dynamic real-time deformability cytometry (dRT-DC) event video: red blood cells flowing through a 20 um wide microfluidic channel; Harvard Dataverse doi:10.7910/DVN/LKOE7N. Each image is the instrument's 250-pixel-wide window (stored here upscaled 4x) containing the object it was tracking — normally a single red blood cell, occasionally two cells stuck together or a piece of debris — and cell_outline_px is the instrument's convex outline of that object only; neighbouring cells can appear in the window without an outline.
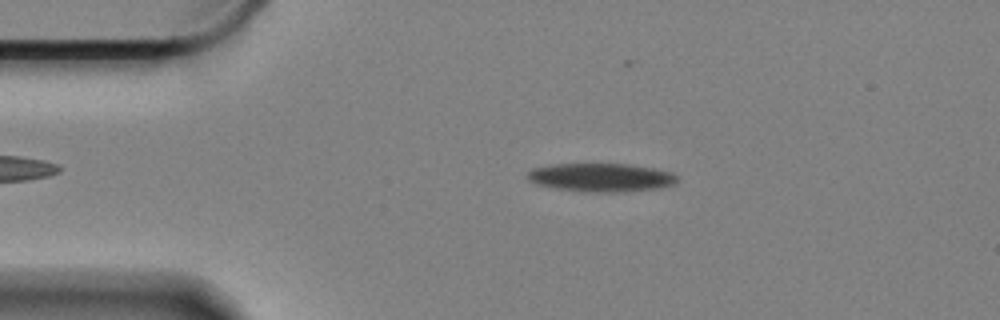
{"species": "Egyptian fruit bat (a non-hibernating species)", "species_latin": "Rousettus aegyptiacus", "temperature_condition": "cold", "stored_images_in_passage": 42, "camera_frame_rate_fps": 3000, "um_per_image_px": 0.085, "animal": {"sex": "female"}, "frame": {"image": 1, "passage_image": 1, "time_ms": 0.0, "image_size_px": [1000, 320], "cell_outline_px": [[676, 184], [660, 188], [628, 192], [584, 192], [552, 188], [536, 184], [528, 180], [524, 176], [532, 168], [548, 164], [632, 164], [672, 172], [676, 176]], "centroid_in_image_um": [51.05, 15.09], "position_along_channel_um": 34.0, "area_um2": 25.32}}
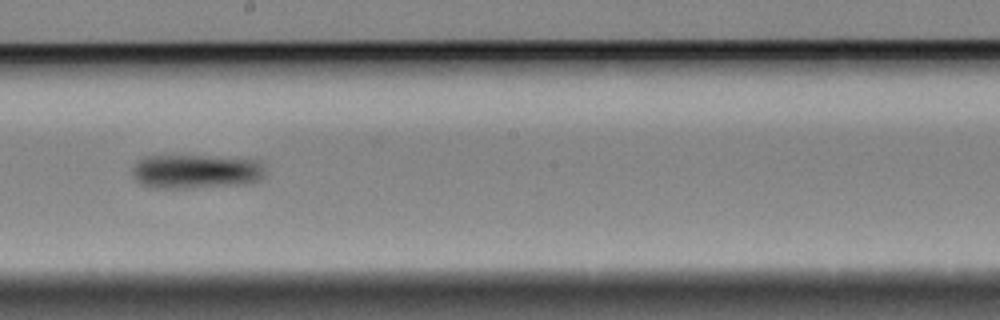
{"frame": {"image": 2, "passage_image": 22, "time_ms": 7.0, "image_size_px": [1000, 320], "cell_outline_px": [[264, 176], [260, 180], [248, 184], [192, 188], [148, 188], [140, 184], [136, 180], [132, 172], [132, 168], [144, 156], [200, 156], [260, 160], [264, 164]], "centroid_in_image_um": [16.67, 14.59], "position_along_channel_um": 231.5, "area_um2": 26.7}}
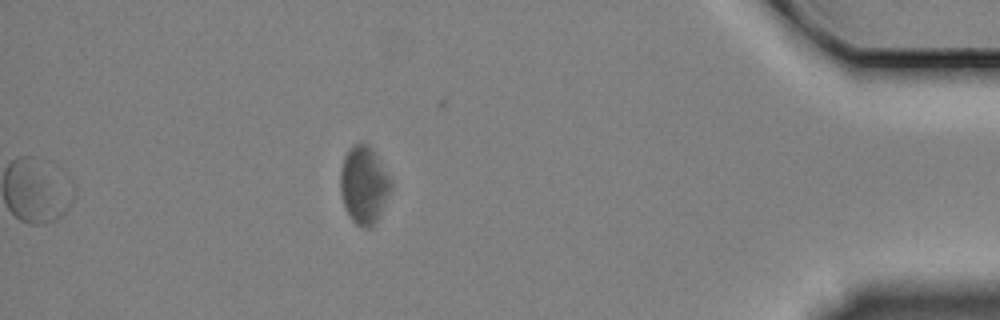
{"frame": {"image": 3, "passage_image": 42, "time_ms": 13.667, "image_size_px": [1000, 320], "cell_outline_px": [[392, 184], [380, 216], [368, 228], [364, 228], [356, 224], [352, 220], [344, 208], [340, 192], [340, 168], [344, 156], [348, 148], [352, 144], [360, 140], [368, 144], [372, 148], [392, 180]], "centroid_in_image_um": [30.9, 15.67], "position_along_channel_um": 404.3, "area_um2": 23.18}, "authors_computed_cell_mechanics": {"area_um2": 26.0678, "velocity_mm_per_s": 3.2972, "shape_relaxation_time_tau1_ms": 3.9207, "shape_relaxation_time_tau2_ms": null, "deformation_change_tau1": 0.0903, "deformation_change_tau2": null}}